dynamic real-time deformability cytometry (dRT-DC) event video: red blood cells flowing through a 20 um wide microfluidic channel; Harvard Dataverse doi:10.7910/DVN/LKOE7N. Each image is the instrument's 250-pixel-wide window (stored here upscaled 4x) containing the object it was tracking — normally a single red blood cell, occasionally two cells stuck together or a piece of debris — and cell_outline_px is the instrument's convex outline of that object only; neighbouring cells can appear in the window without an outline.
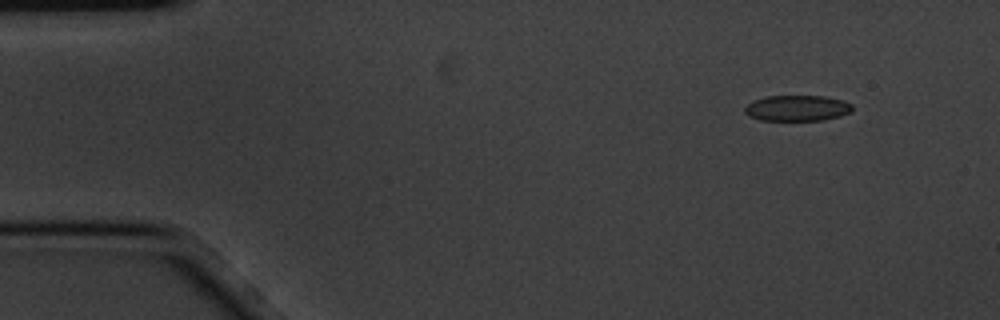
{"species": "common noctule bat (a hibernating species)", "species_latin": "Nyctalus noctula", "temperature_condition": "cold", "stored_images_in_passage": 5, "camera_frame_rate_fps": 3000, "um_per_image_px": 0.085, "animal": {"sex": "male", "body_mass_g": 20.1, "forearm_length_mm": 53.5}, "frame": {"image": 1, "passage_image": 2, "time_ms": 0.333, "image_size_px": [1000, 320], "cell_outline_px": [[852, 112], [840, 116], [824, 120], [760, 120], [748, 116], [744, 112], [744, 108], [752, 100], [764, 96], [824, 96], [844, 100], [852, 104]], "centroid_in_image_um": [67.75, 9.19], "position_along_channel_um": 17.2, "area_um2": 16.36}}
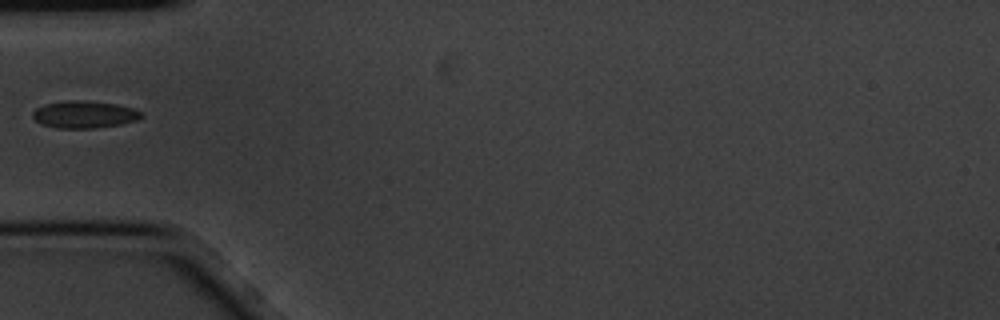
{"frame": {"image": 2, "passage_image": 5, "time_ms": 1.333, "image_size_px": [1000, 320], "cell_outline_px": [[144, 116], [136, 120], [120, 124], [96, 128], [56, 128], [40, 124], [32, 116], [32, 112], [36, 108], [44, 104], [68, 100], [84, 100], [116, 104], [132, 108], [144, 112]], "centroid_in_image_um": [7.16, 9.73], "position_along_channel_um": 77.8, "area_um2": 17.34}}